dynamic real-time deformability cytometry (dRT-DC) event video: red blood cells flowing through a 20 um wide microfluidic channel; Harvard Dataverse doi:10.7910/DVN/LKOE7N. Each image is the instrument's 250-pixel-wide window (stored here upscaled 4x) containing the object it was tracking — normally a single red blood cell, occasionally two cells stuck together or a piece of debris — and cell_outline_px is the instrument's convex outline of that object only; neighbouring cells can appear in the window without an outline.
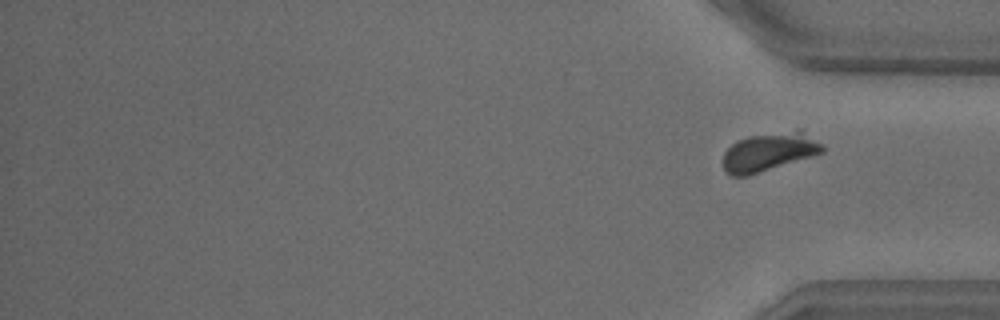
{"species": "common noctule bat (a hibernating species)", "species_latin": "Nyctalus noctula", "temperature_condition": "warm", "stored_images_in_passage": 26, "segment_of_instrument_passage": [2, 2], "camera_frame_rate_fps": 3000, "um_per_image_px": 0.085, "animal": {"sex": "male", "body_mass_g": 18.8}, "frame": {"image": 1, "passage_image": 26, "time_ms": 8.333, "image_size_px": [1000, 320], "cell_outline_px": [[824, 152], [748, 176], [732, 176], [724, 172], [724, 152], [736, 140], [748, 136], [796, 128], [800, 128], [824, 144]], "centroid_in_image_um": [65.4, 12.87], "position_along_channel_um": 369.8, "area_um2": 22.77}}